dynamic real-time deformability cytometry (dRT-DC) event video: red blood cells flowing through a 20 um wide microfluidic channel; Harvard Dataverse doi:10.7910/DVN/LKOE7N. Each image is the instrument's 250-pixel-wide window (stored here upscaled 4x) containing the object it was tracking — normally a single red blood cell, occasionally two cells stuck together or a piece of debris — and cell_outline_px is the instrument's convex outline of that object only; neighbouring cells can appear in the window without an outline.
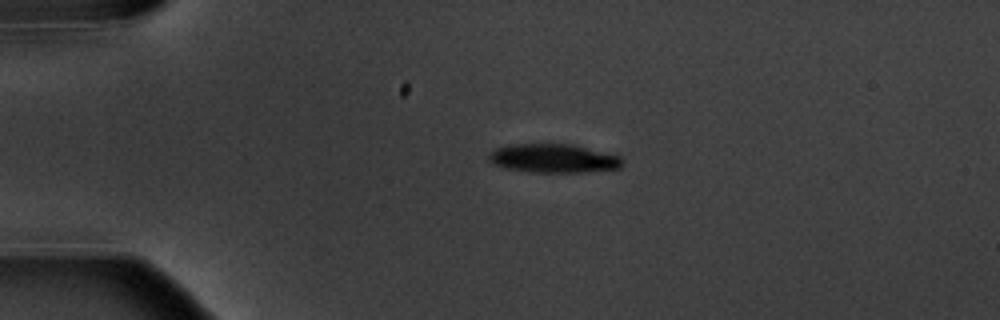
{"species": "common noctule bat (a hibernating species)", "species_latin": "Nyctalus noctula", "temperature_condition": "warm", "stored_images_in_passage": 2, "camera_frame_rate_fps": 3000, "um_per_image_px": 0.085, "animal": {"sex": "male", "body_mass_g": 20.1, "forearm_length_mm": 53.5}, "frame": {"image": 1, "passage_image": 1, "time_ms": 0.0, "image_size_px": [1000, 320], "cell_outline_px": [[620, 168], [584, 172], [532, 172], [508, 168], [496, 164], [488, 160], [488, 156], [496, 148], [508, 144], [572, 144], [620, 156]], "centroid_in_image_um": [47.02, 13.45], "position_along_channel_um": 38.0, "area_um2": 22.02}}